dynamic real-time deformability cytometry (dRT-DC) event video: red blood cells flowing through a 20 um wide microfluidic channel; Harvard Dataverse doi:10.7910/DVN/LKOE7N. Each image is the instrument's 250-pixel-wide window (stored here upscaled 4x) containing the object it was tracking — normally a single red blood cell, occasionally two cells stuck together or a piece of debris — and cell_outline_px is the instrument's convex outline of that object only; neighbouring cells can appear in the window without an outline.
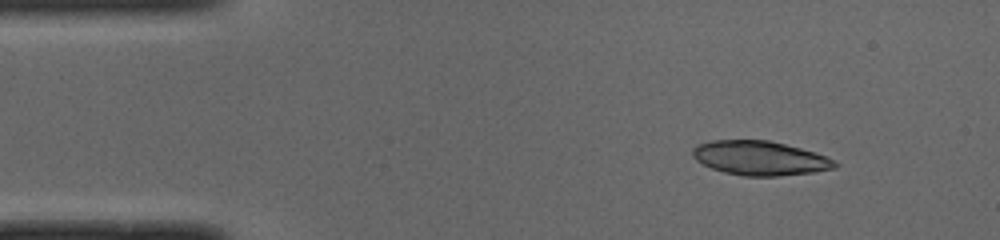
{"species": "common noctule bat (a hibernating species)", "species_latin": "Nyctalus noctula", "temperature_condition": "cold", "stored_images_in_passage": 44, "camera_frame_rate_fps": 3000, "um_per_image_px": 0.085, "animal": {"sex": "male", "body_mass_g": 19.0, "forearm_length_mm": 50.8}, "frame": {"image": 1, "passage_image": 1, "time_ms": 0.0, "image_size_px": [1000, 240], "cell_outline_px": [[840, 164], [836, 168], [812, 172], [780, 176], [744, 176], [724, 172], [712, 168], [696, 160], [692, 156], [692, 148], [696, 144], [712, 140], [768, 140], [800, 148], [824, 156]], "centroid_in_image_um": [64.55, 13.44], "position_along_channel_um": 20.4, "area_um2": 28.26}}